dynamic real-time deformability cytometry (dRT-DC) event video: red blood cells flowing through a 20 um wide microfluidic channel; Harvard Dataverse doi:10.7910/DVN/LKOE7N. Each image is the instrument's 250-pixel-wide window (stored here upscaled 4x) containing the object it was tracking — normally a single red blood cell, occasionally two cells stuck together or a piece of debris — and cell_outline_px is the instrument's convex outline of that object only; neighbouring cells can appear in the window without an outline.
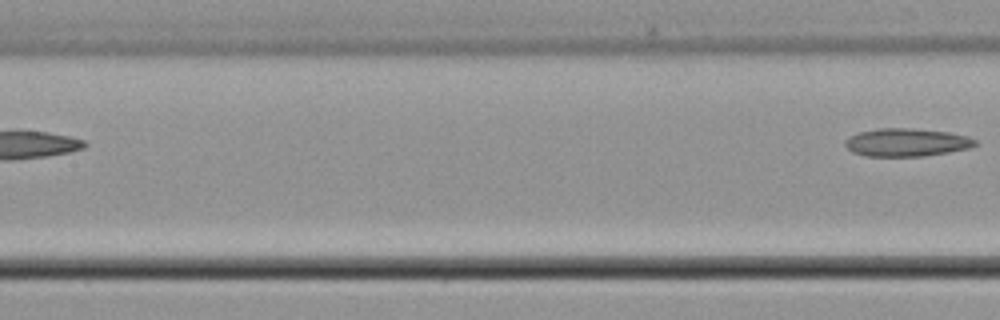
{"species": "common noctule bat (a hibernating species)", "species_latin": "Nyctalus noctula", "temperature_condition": "cold", "stored_images_in_passage": 5, "segment_of_instrument_passage": [2, 2], "camera_frame_rate_fps": 3000, "um_per_image_px": 0.085, "animal": {"sex": "male", "body_mass_g": 21.5, "forearm_length_mm": 52.0}, "frame": {"image": 1, "passage_image": 5, "time_ms": 5.0, "image_size_px": [1000, 320], "cell_outline_px": [[976, 144], [968, 148], [948, 152], [924, 156], [864, 156], [852, 152], [844, 144], [844, 140], [848, 136], [860, 132], [876, 128], [912, 128], [948, 132], [968, 136], [976, 140]], "centroid_in_image_um": [77.01, 12.1], "position_along_channel_um": 130.4, "area_um2": 21.27}}